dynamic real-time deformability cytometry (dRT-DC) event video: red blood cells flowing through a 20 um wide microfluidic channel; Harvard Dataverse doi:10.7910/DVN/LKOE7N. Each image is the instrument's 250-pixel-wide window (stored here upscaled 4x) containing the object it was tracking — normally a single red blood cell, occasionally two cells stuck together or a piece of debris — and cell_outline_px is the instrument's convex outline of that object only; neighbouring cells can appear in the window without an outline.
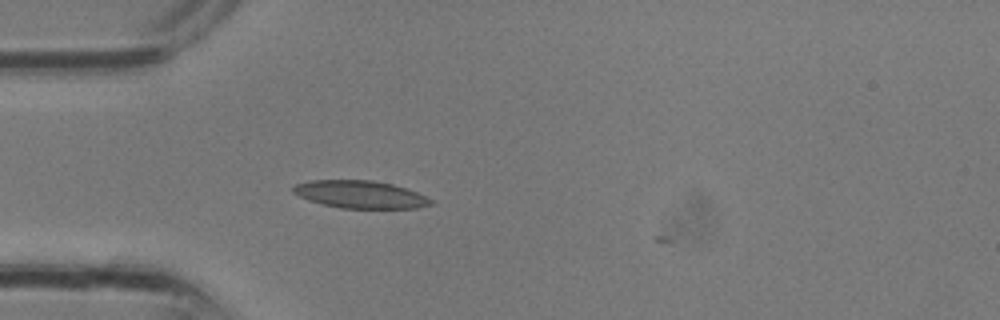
{"species": "common noctule bat (a hibernating species)", "species_latin": "Nyctalus noctula", "temperature_condition": "room temperature", "stored_images_in_passage": 4, "camera_frame_rate_fps": 3000, "um_per_image_px": 0.085, "animal": {"sex": "male", "body_mass_g": 13.3}, "frame": {"image": 1, "passage_image": 1, "time_ms": 0.0, "image_size_px": [1000, 320], "cell_outline_px": [[436, 204], [416, 208], [340, 208], [308, 200], [292, 192], [292, 188], [296, 184], [308, 180], [372, 180], [392, 184], [416, 192], [436, 200]], "centroid_in_image_um": [30.66, 16.53], "position_along_channel_um": 54.3, "area_um2": 22.2}}
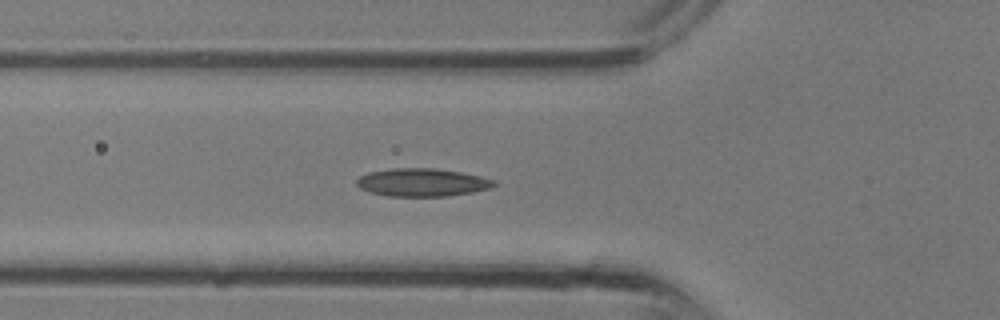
{"frame": {"image": 2, "passage_image": 3, "time_ms": 0.667, "image_size_px": [1000, 320], "cell_outline_px": [[496, 184], [492, 188], [472, 192], [448, 196], [388, 196], [372, 192], [360, 188], [356, 184], [356, 180], [360, 176], [368, 172], [392, 168], [432, 168], [460, 172], [480, 176], [496, 180]], "centroid_in_image_um": [35.9, 15.5], "position_along_channel_um": 89.9, "area_um2": 22.37}}